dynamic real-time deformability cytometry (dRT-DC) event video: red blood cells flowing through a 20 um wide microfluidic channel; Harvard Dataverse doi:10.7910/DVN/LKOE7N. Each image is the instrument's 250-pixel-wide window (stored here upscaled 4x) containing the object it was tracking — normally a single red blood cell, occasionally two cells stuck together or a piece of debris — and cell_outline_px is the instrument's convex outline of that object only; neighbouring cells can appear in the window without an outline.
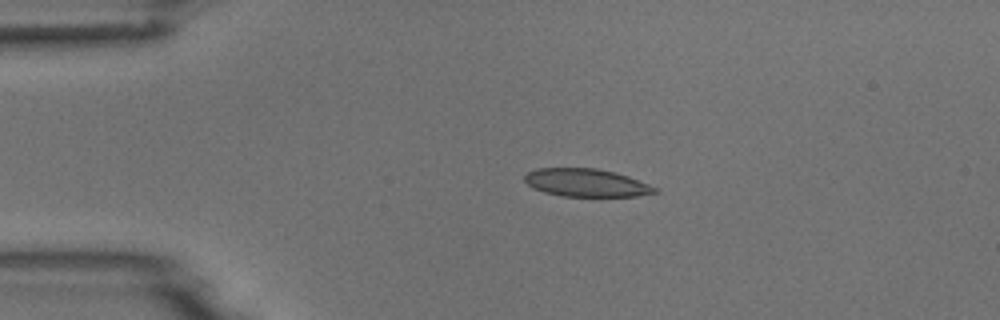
{"species": "common noctule bat (a hibernating species)", "species_latin": "Nyctalus noctula", "temperature_condition": "room temperature", "stored_images_in_passage": 4, "camera_frame_rate_fps": 3000, "um_per_image_px": 0.085, "animal": {"sex": "male", "body_mass_g": 18.8}, "frame": {"image": 1, "passage_image": 3, "time_ms": 2.333, "image_size_px": [1000, 320], "cell_outline_px": [[660, 192], [636, 196], [564, 196], [544, 192], [532, 188], [524, 180], [524, 176], [528, 172], [536, 168], [596, 168], [628, 176], [660, 188]], "centroid_in_image_um": [49.85, 15.53], "position_along_channel_um": 35.1, "area_um2": 21.21}}